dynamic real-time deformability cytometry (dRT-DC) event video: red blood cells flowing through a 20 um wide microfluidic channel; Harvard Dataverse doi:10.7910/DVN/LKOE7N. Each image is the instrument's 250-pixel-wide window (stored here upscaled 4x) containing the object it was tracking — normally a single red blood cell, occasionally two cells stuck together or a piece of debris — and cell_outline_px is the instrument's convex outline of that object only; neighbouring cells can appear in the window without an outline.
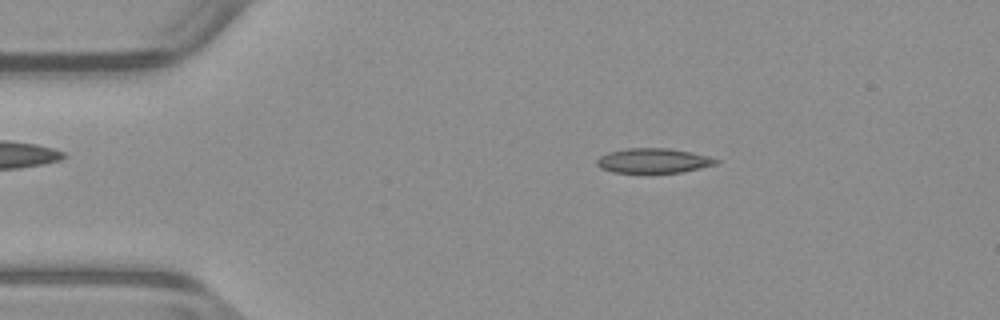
{"species": "common noctule bat (a hibernating species)", "species_latin": "Nyctalus noctula", "temperature_condition": "warm", "stored_images_in_passage": 51, "camera_frame_rate_fps": 3000, "um_per_image_px": 0.085, "animal": {"sex": "male", "body_mass_g": 23.1, "forearm_length_mm": 52.7}, "frame": {"image": 1, "passage_image": 9, "time_ms": 2.667, "image_size_px": [1000, 320], "cell_outline_px": [[720, 160], [716, 164], [700, 168], [680, 172], [612, 172], [600, 168], [596, 164], [596, 160], [600, 156], [608, 152], [628, 148], [668, 148], [708, 156]], "centroid_in_image_um": [55.5, 13.65], "position_along_channel_um": 29.5, "area_um2": 16.94}}
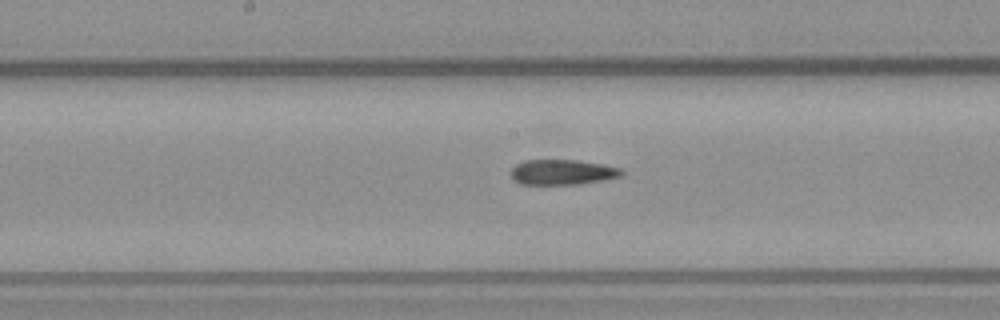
{"frame": {"image": 2, "passage_image": 26, "time_ms": 8.333, "image_size_px": [1000, 320], "cell_outline_px": [[624, 172], [620, 176], [604, 180], [580, 184], [520, 184], [512, 180], [512, 168], [516, 164], [524, 160], [576, 160], [604, 164], [620, 168]], "centroid_in_image_um": [47.8, 14.63], "position_along_channel_um": 200.4, "area_um2": 16.3}}
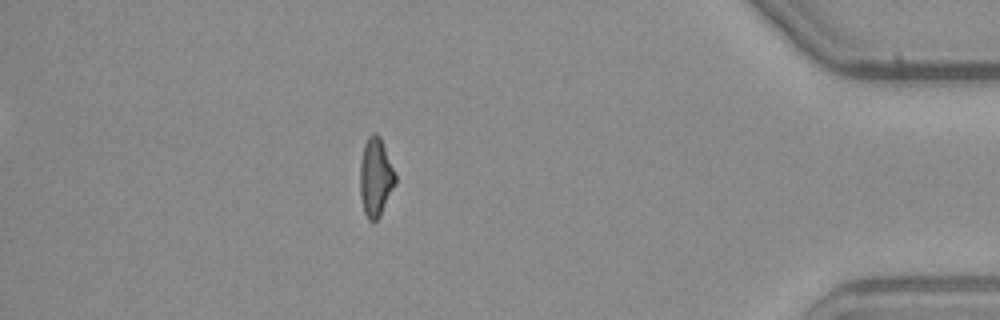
{"frame": {"image": 3, "passage_image": 45, "time_ms": 14.667, "image_size_px": [1000, 320], "cell_outline_px": [[396, 184], [380, 216], [372, 224], [368, 220], [364, 212], [360, 196], [360, 164], [364, 144], [368, 136], [372, 132], [376, 132], [380, 136], [396, 172]], "centroid_in_image_um": [31.94, 15.06], "position_along_channel_um": 403.3, "area_um2": 16.53}, "authors_computed_cell_mechanics": {"area_um2": 16.9932, "velocity_mm_per_s": 3.9614, "shape_relaxation_time_tau1_ms": null, "shape_relaxation_time_tau2_ms": 9.5474, "deformation_change_tau1": null, "deformation_change_tau2": 0.1843}}